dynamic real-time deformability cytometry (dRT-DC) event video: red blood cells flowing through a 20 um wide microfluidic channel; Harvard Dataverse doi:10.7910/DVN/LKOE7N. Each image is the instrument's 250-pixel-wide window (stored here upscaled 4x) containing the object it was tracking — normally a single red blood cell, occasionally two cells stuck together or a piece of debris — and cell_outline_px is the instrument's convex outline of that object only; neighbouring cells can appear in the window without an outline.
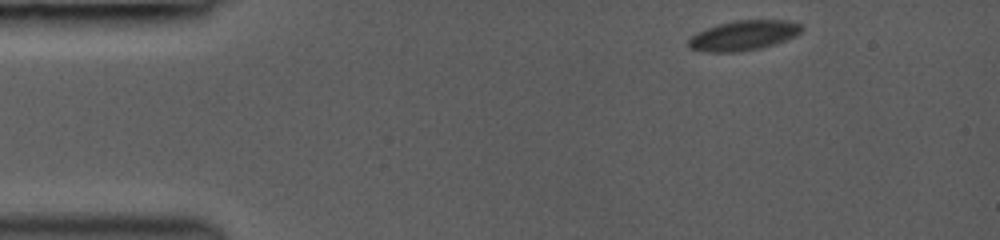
{"species": "common noctule bat (a hibernating species)", "species_latin": "Nyctalus noctula", "temperature_condition": "room temperature", "stored_images_in_passage": 42, "camera_frame_rate_fps": 3000, "um_per_image_px": 0.085, "animal": {"sex": "female", "body_mass_g": 19.0, "forearm_length_mm": 53.3}, "frame": {"image": 1, "passage_image": 1, "time_ms": 0.0, "image_size_px": [1000, 240], "cell_outline_px": [[804, 28], [796, 36], [760, 48], [740, 52], [704, 52], [688, 48], [688, 40], [696, 32], [720, 24], [736, 20], [788, 20], [800, 24]], "centroid_in_image_um": [63.18, 3.02], "position_along_channel_um": 21.8, "area_um2": 19.65}}
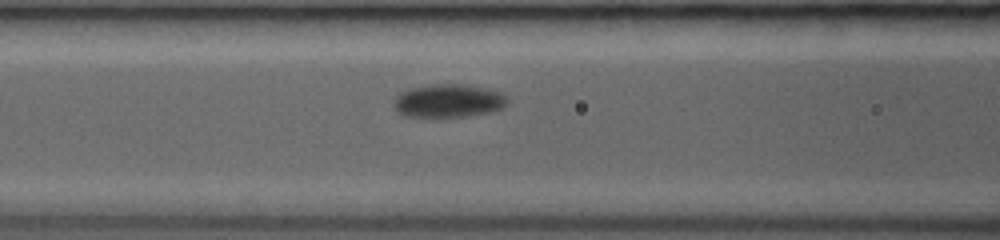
{"frame": {"image": 2, "passage_image": 18, "time_ms": 4.667, "image_size_px": [1000, 240], "cell_outline_px": [[508, 104], [504, 108], [488, 112], [464, 116], [400, 116], [396, 112], [396, 96], [400, 92], [412, 88], [432, 84], [460, 84], [484, 88], [500, 92], [508, 100]], "centroid_in_image_um": [38.12, 8.57], "position_along_channel_um": 128.5, "area_um2": 21.68}}
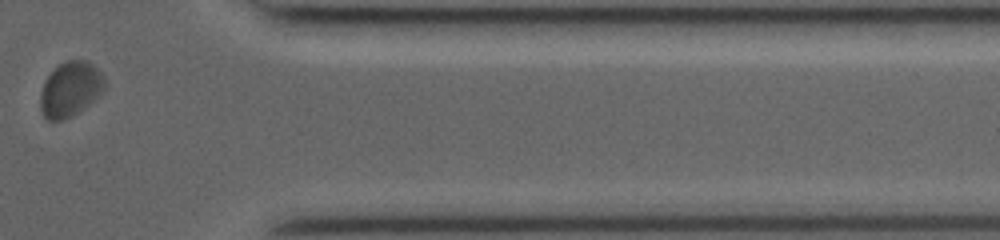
{"frame": {"image": 3, "passage_image": 37, "time_ms": 11.667, "image_size_px": [1000, 240], "cell_outline_px": [[108, 84], [104, 92], [100, 96], [84, 108], [64, 120], [48, 120], [44, 116], [40, 108], [40, 92], [44, 80], [60, 64], [68, 60], [88, 60], [100, 72]], "centroid_in_image_um": [6.01, 7.59], "position_along_channel_um": 405.4, "area_um2": 20.75}, "authors_computed_cell_mechanics": {"area_um2": 20.7502, "velocity_mm_per_s": 4.0753, "shape_relaxation_time_tau1_ms": 3.5923, "shape_relaxation_time_tau2_ms": null, "deformation_change_tau1": 0.0883, "deformation_change_tau2": null}}